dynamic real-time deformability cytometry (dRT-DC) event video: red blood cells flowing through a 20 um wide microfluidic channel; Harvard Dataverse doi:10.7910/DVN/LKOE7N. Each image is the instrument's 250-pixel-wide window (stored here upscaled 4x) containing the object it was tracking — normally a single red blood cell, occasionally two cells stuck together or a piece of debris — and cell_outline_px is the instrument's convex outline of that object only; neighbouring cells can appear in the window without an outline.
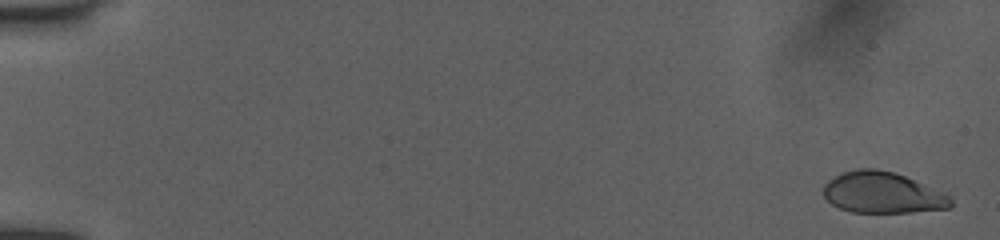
{"species": "human", "species_latin": "Homo sapiens", "temperature_condition": "room temperature", "stored_images_in_passage": 30, "camera_frame_rate_fps": 3000, "um_per_image_px": 0.085, "donor": {"sex": "female"}, "frame": {"image": 1, "passage_image": 1, "time_ms": 0.0, "image_size_px": [1000, 240], "cell_outline_px": [[952, 208], [912, 212], [852, 212], [840, 208], [832, 204], [824, 196], [824, 184], [828, 180], [844, 172], [856, 168], [876, 168], [892, 172], [904, 176], [944, 192], [952, 196]], "centroid_in_image_um": [75.04, 16.38], "position_along_channel_um": 10.0, "area_um2": 30.52}}
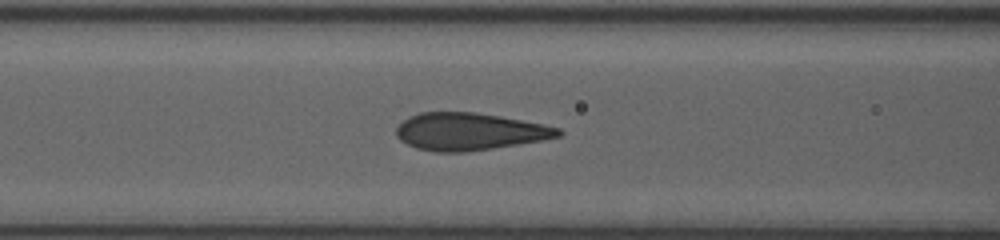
{"frame": {"image": 2, "passage_image": 22, "time_ms": 7.333, "image_size_px": [1000, 240], "cell_outline_px": [[564, 132], [560, 136], [540, 140], [492, 148], [464, 152], [436, 152], [416, 148], [400, 140], [396, 136], [396, 128], [408, 116], [420, 112], [476, 112], [500, 116], [544, 124], [560, 128]], "centroid_in_image_um": [39.88, 11.17], "position_along_channel_um": 126.7, "area_um2": 35.14}}
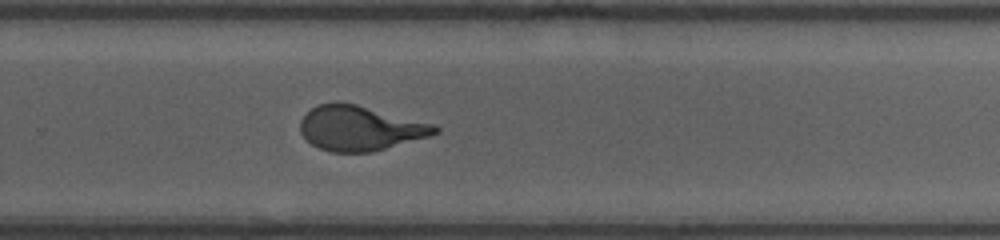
{"frame": {"image": 3, "passage_image": 30, "time_ms": 11.667, "image_size_px": [1000, 240], "cell_outline_px": [[440, 132], [428, 136], [372, 152], [332, 152], [320, 148], [312, 144], [300, 132], [300, 120], [316, 104], [336, 100], [340, 100], [356, 104], [432, 124], [440, 128]], "centroid_in_image_um": [30.55, 10.87], "position_along_channel_um": 299.2, "area_um2": 34.97}}